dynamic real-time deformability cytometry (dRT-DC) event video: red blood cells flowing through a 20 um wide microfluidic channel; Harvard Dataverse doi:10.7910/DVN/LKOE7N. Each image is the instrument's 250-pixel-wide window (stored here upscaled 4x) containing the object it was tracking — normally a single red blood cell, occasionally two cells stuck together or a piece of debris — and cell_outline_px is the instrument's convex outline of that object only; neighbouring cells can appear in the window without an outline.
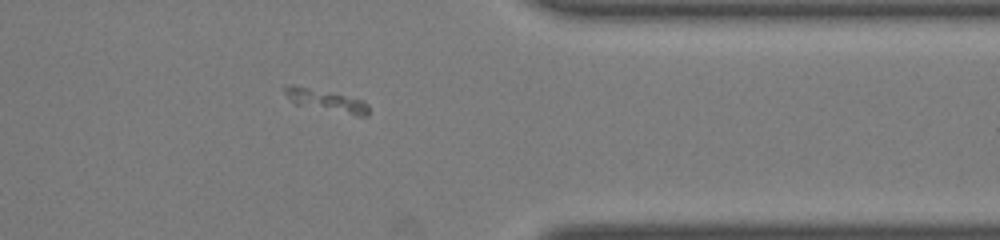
{"species": "common noctule bat (a hibernating species)", "species_latin": "Nyctalus noctula", "temperature_condition": "room temperature", "stored_images_in_passage": 34, "camera_frame_rate_fps": 3000, "um_per_image_px": 0.085, "animal": {"sex": "male", "body_mass_g": 19.0, "forearm_length_mm": 50.8}, "frame": {"image": 1, "passage_image": 29, "time_ms": 9.333, "image_size_px": [1000, 240], "cell_outline_px": [[368, 116], [356, 116], [296, 104], [284, 92], [284, 84], [292, 84], [360, 100], [368, 104]], "centroid_in_image_um": [27.7, 8.56], "position_along_channel_um": 383.7, "area_um2": 10.29}}